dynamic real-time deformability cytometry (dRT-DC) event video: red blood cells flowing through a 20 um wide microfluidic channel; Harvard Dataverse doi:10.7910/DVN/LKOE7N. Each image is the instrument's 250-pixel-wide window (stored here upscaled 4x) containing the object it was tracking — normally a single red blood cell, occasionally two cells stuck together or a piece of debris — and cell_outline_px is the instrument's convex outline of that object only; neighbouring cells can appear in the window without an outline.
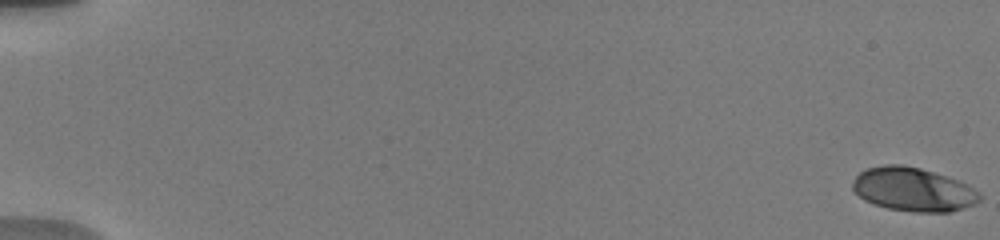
{"species": "human", "species_latin": "Homo sapiens", "temperature_condition": "warm", "stored_images_in_passage": 59, "camera_frame_rate_fps": 3000, "um_per_image_px": 0.085, "donor": {"sex": "male"}, "frame": {"image": 1, "passage_image": 1, "time_ms": 0.0, "image_size_px": [1000, 240], "cell_outline_px": [[980, 200], [976, 204], [948, 212], [916, 212], [888, 208], [864, 200], [852, 188], [852, 180], [864, 168], [884, 164], [904, 164], [920, 168], [948, 176], [968, 184], [980, 192]], "centroid_in_image_um": [77.62, 16.08], "position_along_channel_um": 7.4, "area_um2": 32.54}}
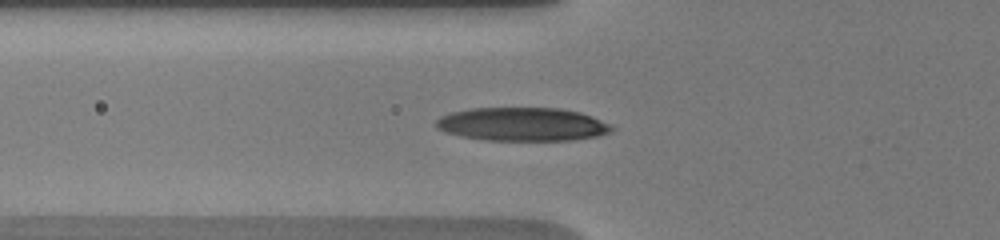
{"frame": {"image": 2, "passage_image": 24, "time_ms": 7.0, "image_size_px": [1000, 240], "cell_outline_px": [[616, 128], [612, 132], [596, 136], [572, 140], [484, 140], [460, 136], [444, 132], [436, 128], [436, 120], [440, 116], [452, 112], [472, 108], [560, 108], [580, 112], [592, 116], [612, 124]], "centroid_in_image_um": [44.42, 10.56], "position_along_channel_um": 81.4, "area_um2": 34.51}}
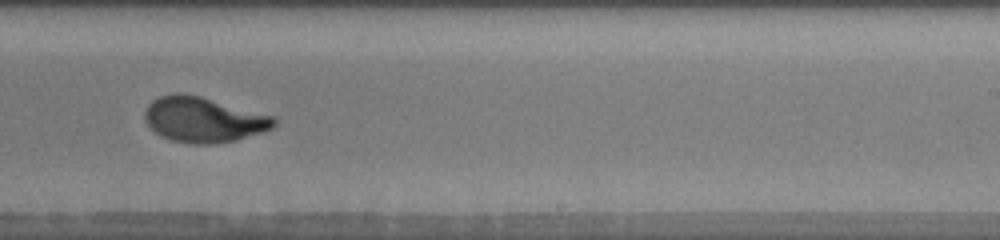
{"frame": {"image": 3, "passage_image": 42, "time_ms": 12.0, "image_size_px": [1000, 240], "cell_outline_px": [[276, 124], [272, 128], [264, 132], [236, 140], [216, 144], [192, 144], [172, 140], [160, 136], [144, 120], [144, 112], [148, 104], [152, 100], [160, 96], [172, 92], [184, 92], [200, 96], [276, 116]], "centroid_in_image_um": [17.31, 10.16], "position_along_channel_um": 271.7, "area_um2": 34.51}, "authors_computed_cell_mechanics": {"area_um2": 33.2928, "velocity_mm_per_s": 3.806, "shape_relaxation_time_tau1_ms": 3.6699, "shape_relaxation_time_tau2_ms": null, "deformation_change_tau1": 0.2136, "deformation_change_tau2": null}}